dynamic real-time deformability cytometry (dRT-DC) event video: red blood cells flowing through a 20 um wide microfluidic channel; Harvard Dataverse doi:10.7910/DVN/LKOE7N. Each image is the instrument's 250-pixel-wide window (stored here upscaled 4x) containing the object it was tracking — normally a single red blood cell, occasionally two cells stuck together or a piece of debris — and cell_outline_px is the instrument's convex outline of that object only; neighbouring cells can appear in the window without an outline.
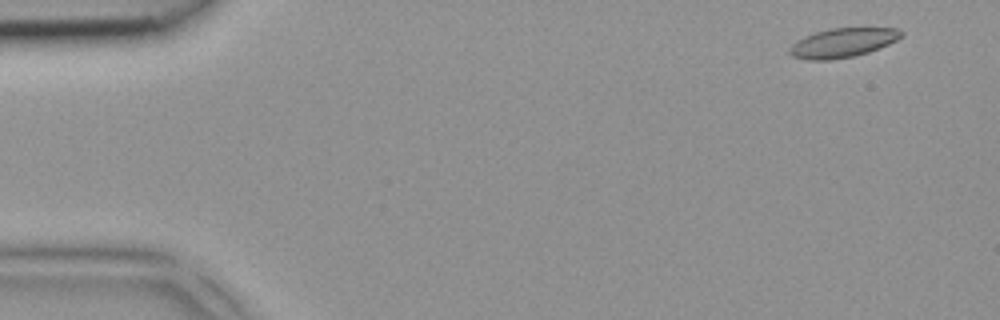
{"species": "common noctule bat (a hibernating species)", "species_latin": "Nyctalus noctula", "temperature_condition": "room temperature", "stored_images_in_passage": 3, "camera_frame_rate_fps": 3000, "um_per_image_px": 0.085, "animal": {"sex": "female", "body_mass_g": 18.4}, "frame": {"image": 1, "passage_image": 1, "time_ms": 0.0, "image_size_px": [1000, 320], "cell_outline_px": [[904, 36], [888, 44], [868, 52], [852, 56], [828, 60], [808, 60], [792, 56], [788, 52], [788, 48], [796, 40], [804, 36], [828, 28], [900, 28], [904, 32]], "centroid_in_image_um": [71.62, 3.62], "position_along_channel_um": 13.4, "area_um2": 19.07}}